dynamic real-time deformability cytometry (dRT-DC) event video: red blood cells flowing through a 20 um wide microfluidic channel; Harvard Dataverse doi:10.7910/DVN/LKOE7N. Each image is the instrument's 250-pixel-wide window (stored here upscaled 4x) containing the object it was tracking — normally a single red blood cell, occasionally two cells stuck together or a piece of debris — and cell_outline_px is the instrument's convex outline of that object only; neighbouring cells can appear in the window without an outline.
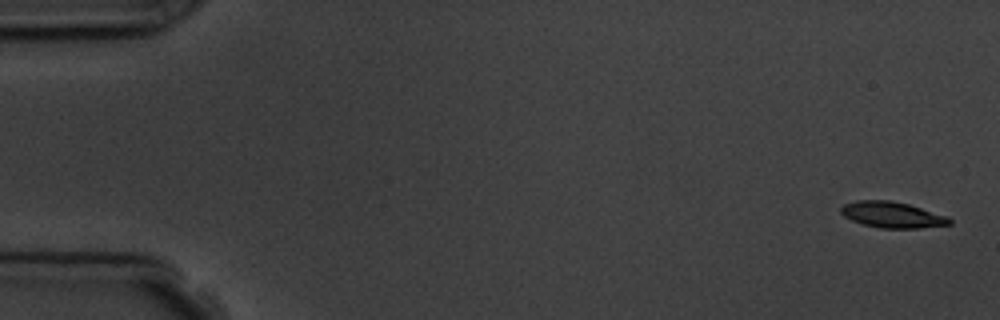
{"species": "common noctule bat (a hibernating species)", "species_latin": "Nyctalus noctula", "temperature_condition": "room temperature", "stored_images_in_passage": 5, "camera_frame_rate_fps": 3000, "um_per_image_px": 0.085, "animal": {"sex": "male", "body_mass_g": 19.5, "forearm_length_mm": 54.6}, "frame": {"image": 1, "passage_image": 1, "time_ms": 0.0, "image_size_px": [1000, 320], "cell_outline_px": [[952, 224], [920, 228], [880, 228], [864, 224], [852, 220], [844, 216], [840, 212], [840, 208], [844, 204], [856, 200], [888, 200], [908, 204], [948, 216], [952, 220]], "centroid_in_image_um": [75.84, 18.25], "position_along_channel_um": 9.2, "area_um2": 16.42}}
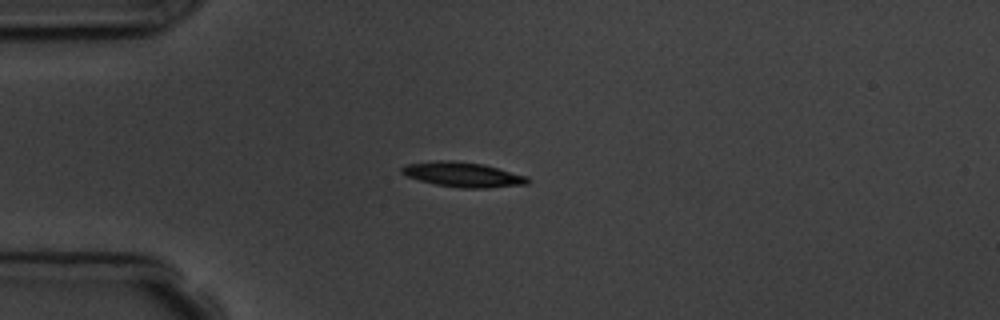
{"frame": {"image": 2, "passage_image": 5, "time_ms": 4.333, "image_size_px": [1000, 320], "cell_outline_px": [[528, 184], [488, 188], [460, 188], [436, 184], [420, 180], [408, 176], [400, 172], [400, 168], [404, 164], [440, 160], [452, 160], [484, 164], [528, 176]], "centroid_in_image_um": [39.34, 14.83], "position_along_channel_um": 45.7, "area_um2": 18.26}}